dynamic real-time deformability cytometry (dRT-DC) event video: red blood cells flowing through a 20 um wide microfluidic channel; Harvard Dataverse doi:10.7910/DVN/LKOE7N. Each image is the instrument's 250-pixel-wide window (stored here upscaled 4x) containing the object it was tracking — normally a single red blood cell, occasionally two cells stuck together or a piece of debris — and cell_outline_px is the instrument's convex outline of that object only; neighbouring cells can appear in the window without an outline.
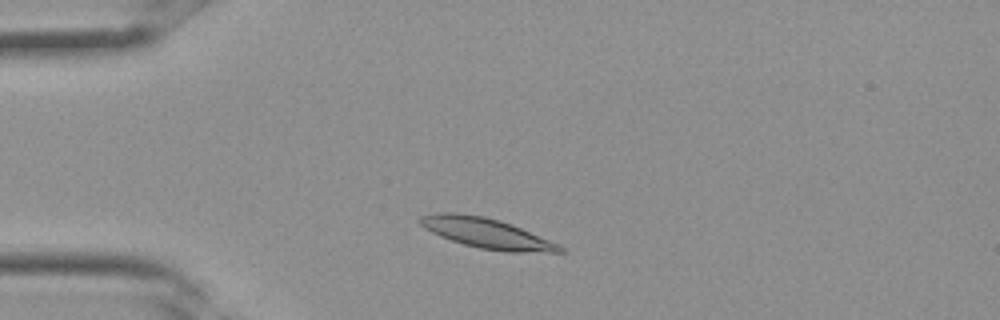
{"species": "Egyptian fruit bat (a non-hibernating species)", "species_latin": "Rousettus aegyptiacus", "temperature_condition": "room temperature", "stored_images_in_passage": 29, "camera_frame_rate_fps": 3000, "um_per_image_px": 0.085, "frame": {"image": 1, "passage_image": 4, "time_ms": 1.0, "image_size_px": [1000, 320], "cell_outline_px": [[568, 252], [508, 252], [480, 248], [464, 244], [440, 236], [424, 228], [416, 220], [420, 216], [436, 212], [456, 212], [484, 216], [500, 220], [512, 224], [560, 244]], "centroid_in_image_um": [41.36, 19.81], "position_along_channel_um": 43.6, "area_um2": 24.74}}
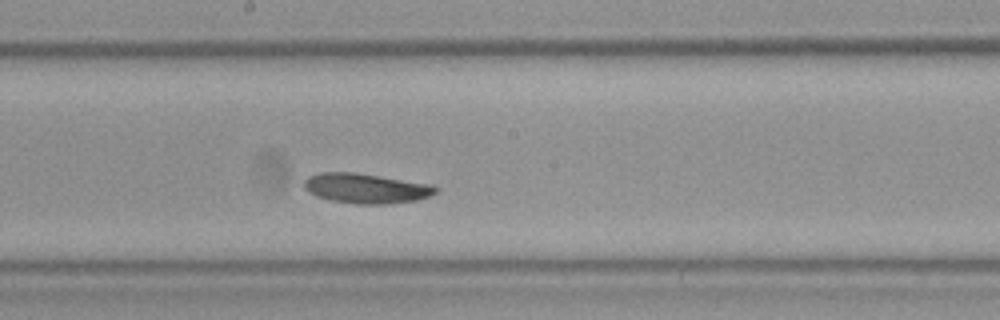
{"frame": {"image": 2, "passage_image": 14, "time_ms": 4.333, "image_size_px": [1000, 320], "cell_outline_px": [[440, 188], [436, 192], [428, 196], [416, 200], [392, 204], [356, 204], [332, 200], [316, 196], [308, 192], [304, 188], [304, 180], [308, 176], [320, 172], [356, 172], [432, 184]], "centroid_in_image_um": [31.11, 16.0], "position_along_channel_um": 217.1, "area_um2": 23.12}}
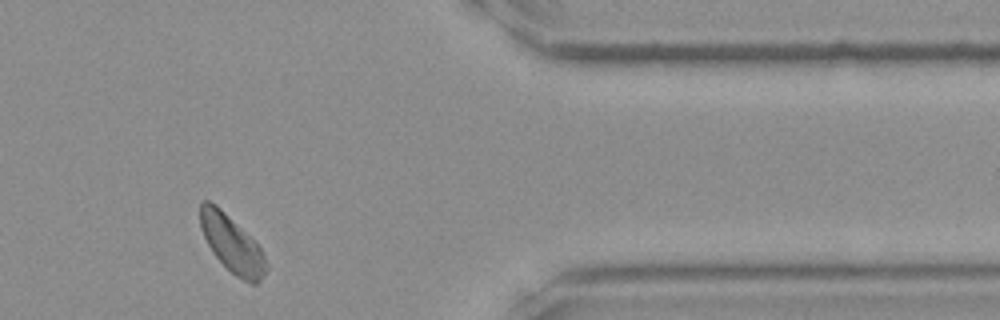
{"frame": {"image": 3, "passage_image": 24, "time_ms": 7.667, "image_size_px": [1000, 320], "cell_outline_px": [[268, 268], [260, 280], [256, 284], [252, 284], [236, 276], [212, 252], [200, 228], [200, 204], [204, 200], [208, 200], [216, 204], [260, 248], [268, 264]], "centroid_in_image_um": [19.7, 20.74], "position_along_channel_um": 391.7, "area_um2": 21.21}}